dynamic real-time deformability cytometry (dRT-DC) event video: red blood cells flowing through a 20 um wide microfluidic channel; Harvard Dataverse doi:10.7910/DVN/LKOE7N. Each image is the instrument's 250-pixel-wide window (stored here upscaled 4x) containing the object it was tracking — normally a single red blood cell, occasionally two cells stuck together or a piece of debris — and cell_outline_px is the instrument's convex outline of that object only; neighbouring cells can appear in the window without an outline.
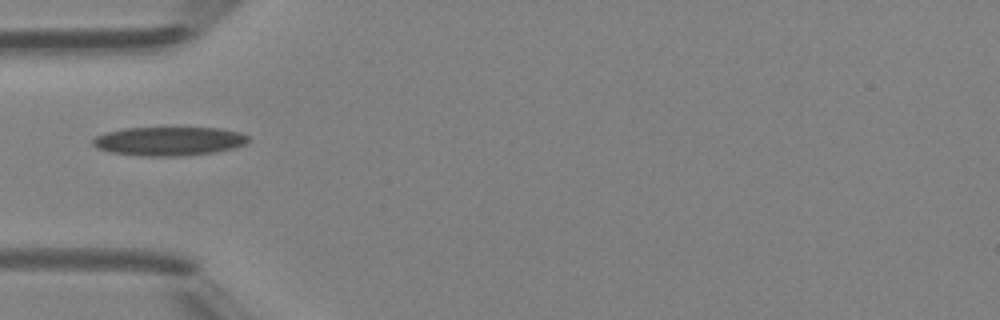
{"species": "Egyptian fruit bat (a non-hibernating species)", "species_latin": "Rousettus aegyptiacus", "temperature_condition": "room temperature", "stored_images_in_passage": 24, "camera_frame_rate_fps": 3000, "um_per_image_px": 0.085, "animal": {"sex": "female"}, "frame": {"image": 1, "passage_image": 1, "time_ms": 0.0, "image_size_px": [1000, 320], "cell_outline_px": [[248, 140], [244, 144], [232, 148], [216, 152], [184, 156], [140, 156], [108, 152], [96, 148], [92, 144], [92, 140], [96, 136], [104, 132], [124, 128], [220, 128], [240, 132], [248, 136]], "centroid_in_image_um": [14.31, 12.0], "position_along_channel_um": 70.7, "area_um2": 26.3}}
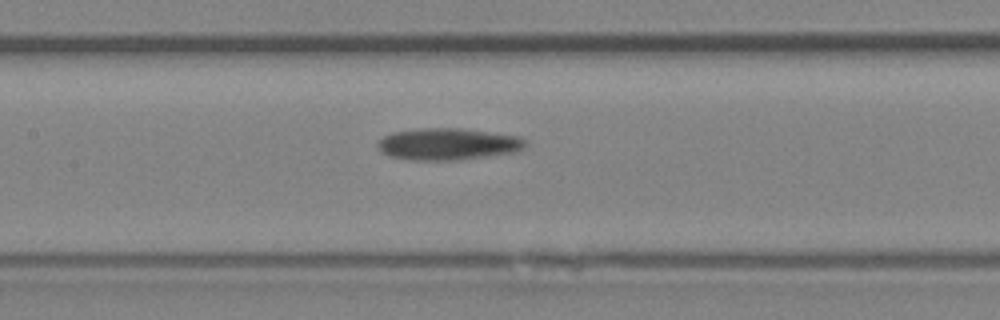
{"frame": {"image": 2, "passage_image": 8, "time_ms": 2.333, "image_size_px": [1000, 320], "cell_outline_px": [[528, 144], [524, 148], [512, 152], [456, 160], [412, 160], [388, 156], [380, 148], [380, 140], [384, 136], [392, 132], [424, 128], [460, 128], [520, 136]], "centroid_in_image_um": [38.1, 12.24], "position_along_channel_um": 169.3, "area_um2": 26.99}}
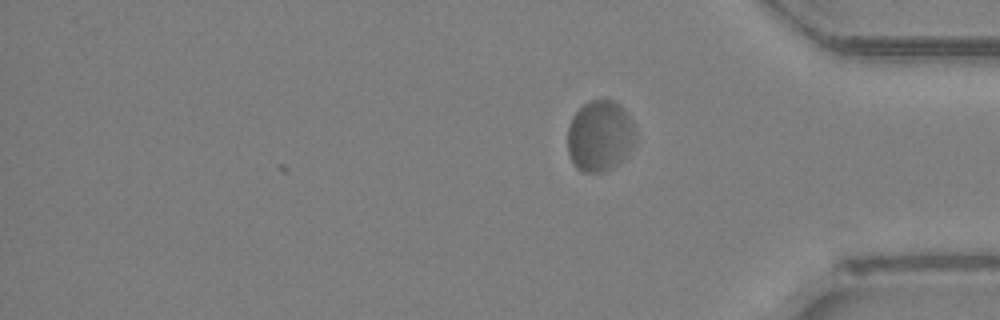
{"frame": {"image": 3, "passage_image": 24, "time_ms": 7.667, "image_size_px": [1000, 320], "cell_outline_px": [[636, 140], [632, 148], [612, 168], [604, 172], [584, 172], [576, 168], [568, 152], [568, 128], [572, 116], [588, 100], [612, 100], [620, 104], [624, 108], [632, 120], [636, 128]], "centroid_in_image_um": [51.01, 11.53], "position_along_channel_um": 384.2, "area_um2": 28.26}}